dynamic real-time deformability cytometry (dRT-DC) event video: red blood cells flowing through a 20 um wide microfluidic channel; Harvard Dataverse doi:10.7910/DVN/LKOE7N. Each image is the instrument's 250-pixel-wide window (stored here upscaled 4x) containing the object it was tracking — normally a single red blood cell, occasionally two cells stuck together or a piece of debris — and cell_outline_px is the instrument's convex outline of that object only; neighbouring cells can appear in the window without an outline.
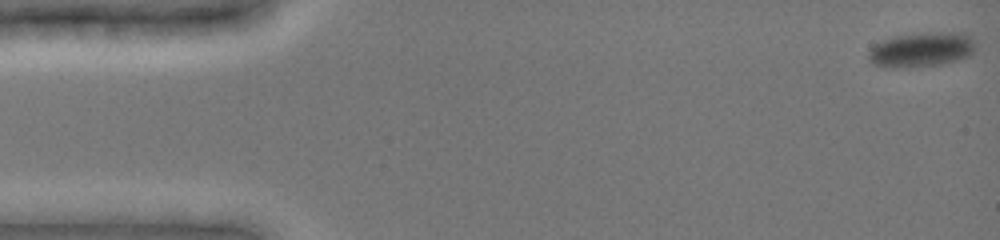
{"species": "common noctule bat (a hibernating species)", "species_latin": "Nyctalus noctula", "temperature_condition": "cold", "stored_images_in_passage": 54, "camera_frame_rate_fps": 3000, "um_per_image_px": 0.085, "animal": {"sex": "female", "body_mass_g": 19.0, "forearm_length_mm": 51.5}, "frame": {"image": 1, "passage_image": 1, "time_ms": 0.0, "image_size_px": [1000, 240], "cell_outline_px": [[976, 48], [968, 56], [960, 60], [944, 64], [912, 68], [888, 68], [872, 64], [868, 60], [868, 52], [876, 44], [892, 36], [928, 32], [964, 32], [976, 44]], "centroid_in_image_um": [78.32, 4.24], "position_along_channel_um": 6.7, "area_um2": 22.14}}
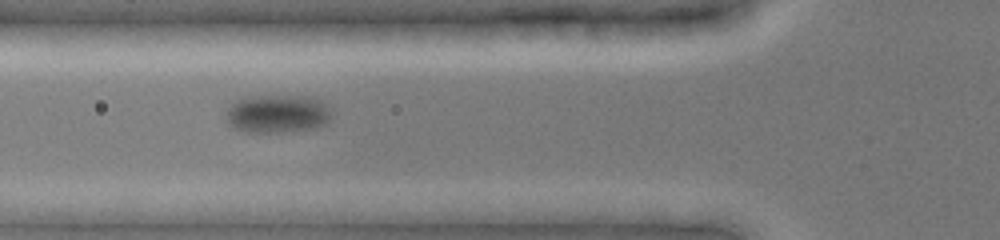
{"frame": {"image": 2, "passage_image": 20, "time_ms": 6.333, "image_size_px": [1000, 240], "cell_outline_px": [[332, 116], [324, 124], [316, 128], [280, 132], [244, 132], [228, 124], [228, 108], [236, 100], [244, 96], [312, 96], [320, 100], [328, 108]], "centroid_in_image_um": [23.58, 9.66], "position_along_channel_um": 102.2, "area_um2": 23.41}}
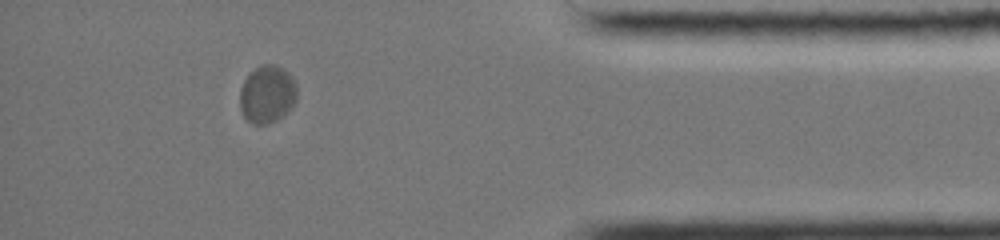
{"frame": {"image": 3, "passage_image": 48, "time_ms": 15.667, "image_size_px": [1000, 240], "cell_outline_px": [[296, 100], [288, 112], [284, 116], [268, 124], [252, 124], [244, 116], [240, 108], [240, 88], [244, 80], [260, 64], [276, 64], [284, 68], [292, 76], [296, 84]], "centroid_in_image_um": [22.73, 8.01], "position_along_channel_um": 412.5, "area_um2": 19.36}}